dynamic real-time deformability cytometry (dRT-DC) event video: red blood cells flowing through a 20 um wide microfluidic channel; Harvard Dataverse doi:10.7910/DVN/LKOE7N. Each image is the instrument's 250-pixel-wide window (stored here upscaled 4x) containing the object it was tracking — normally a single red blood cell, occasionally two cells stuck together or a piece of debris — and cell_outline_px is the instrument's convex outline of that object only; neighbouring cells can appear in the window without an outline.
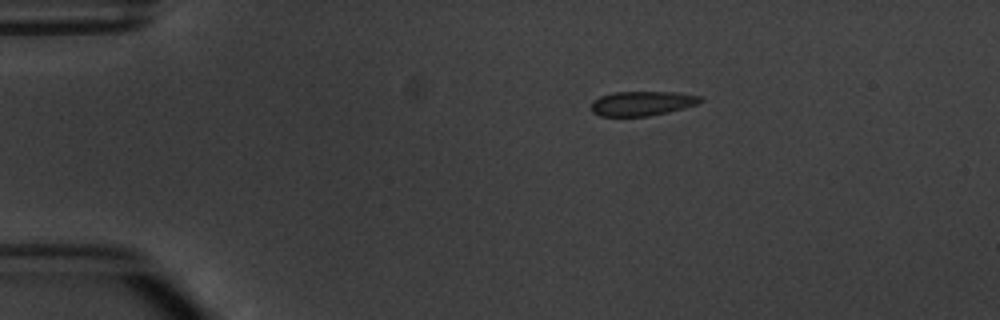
{"species": "common noctule bat (a hibernating species)", "species_latin": "Nyctalus noctula", "temperature_condition": "warm", "stored_images_in_passage": 3, "camera_frame_rate_fps": 3000, "um_per_image_px": 0.085, "animal": {"sex": "male", "body_mass_g": 20.1, "forearm_length_mm": 53.5}, "frame": {"image": 1, "passage_image": 1, "time_ms": 0.0, "image_size_px": [1000, 320], "cell_outline_px": [[704, 100], [696, 104], [684, 108], [668, 112], [648, 116], [600, 116], [592, 112], [592, 100], [600, 96], [612, 92], [676, 92], [700, 96]], "centroid_in_image_um": [54.56, 8.78], "position_along_channel_um": 30.4, "area_um2": 15.61}}
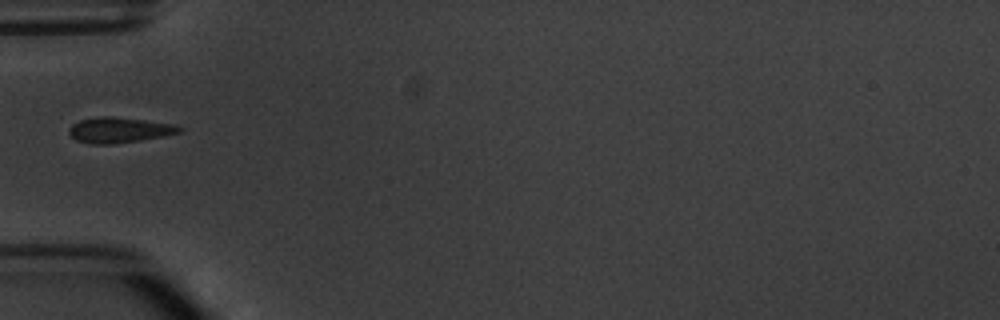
{"frame": {"image": 2, "passage_image": 3, "time_ms": 2.667, "image_size_px": [1000, 320], "cell_outline_px": [[184, 132], [164, 136], [112, 144], [92, 144], [76, 140], [68, 132], [68, 128], [72, 124], [80, 120], [100, 116], [112, 116], [176, 124], [184, 128]], "centroid_in_image_um": [10.17, 11.04], "position_along_channel_um": 74.8, "area_um2": 16.47}}